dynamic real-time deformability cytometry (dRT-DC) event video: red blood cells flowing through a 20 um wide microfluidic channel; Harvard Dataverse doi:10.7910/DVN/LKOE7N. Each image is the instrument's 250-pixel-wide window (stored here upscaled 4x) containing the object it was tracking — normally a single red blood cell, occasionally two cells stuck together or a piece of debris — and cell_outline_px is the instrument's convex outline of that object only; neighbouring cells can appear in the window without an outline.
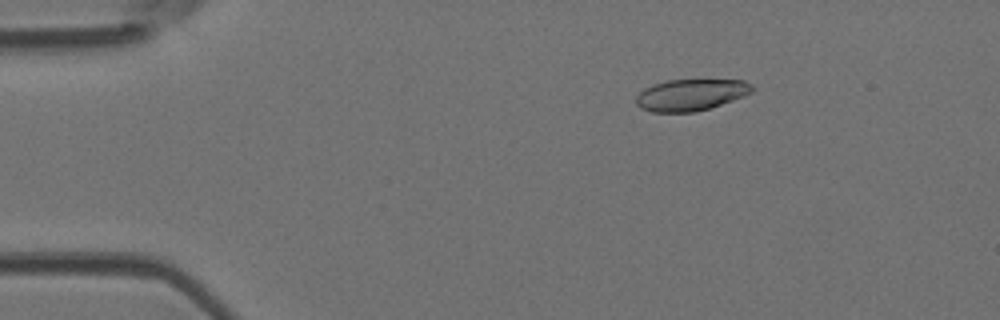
{"species": "Egyptian fruit bat (a non-hibernating species)", "species_latin": "Rousettus aegyptiacus", "temperature_condition": "room temperature", "stored_images_in_passage": 50, "camera_frame_rate_fps": 3000, "um_per_image_px": 0.085, "animal": {"sex": "female"}, "frame": {"image": 1, "passage_image": 8, "time_ms": 2.333, "image_size_px": [1000, 320], "cell_outline_px": [[756, 88], [752, 92], [744, 96], [708, 108], [692, 112], [652, 112], [640, 108], [636, 104], [636, 96], [644, 88], [652, 84], [668, 80], [744, 80], [752, 84]], "centroid_in_image_um": [58.71, 8.05], "position_along_channel_um": 26.3, "area_um2": 21.33}}
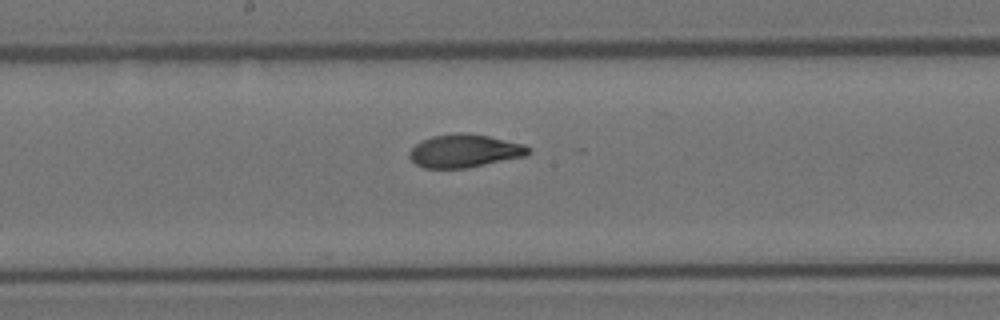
{"frame": {"image": 2, "passage_image": 26, "time_ms": 8.333, "image_size_px": [1000, 320], "cell_outline_px": [[532, 152], [528, 156], [468, 168], [424, 168], [416, 164], [408, 156], [408, 152], [416, 144], [432, 136], [460, 132], [464, 132], [488, 136], [524, 144], [532, 148]], "centroid_in_image_um": [39.54, 12.83], "position_along_channel_um": 208.7, "area_um2": 23.18}}
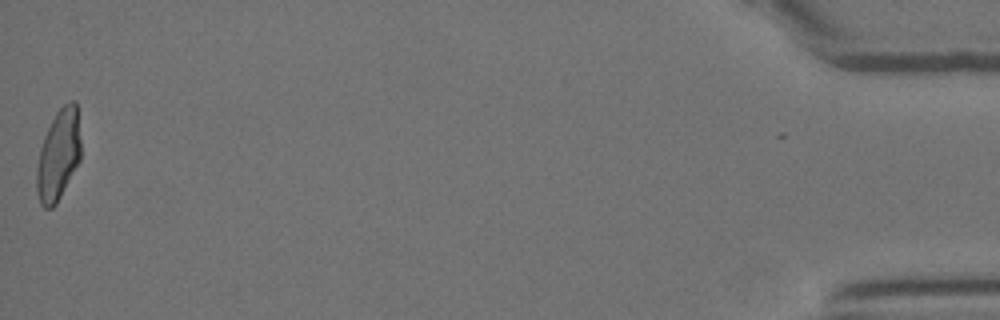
{"frame": {"image": 3, "passage_image": 49, "time_ms": 16.0, "image_size_px": [1000, 320], "cell_outline_px": [[80, 160], [56, 204], [52, 208], [44, 208], [40, 204], [36, 192], [36, 168], [40, 148], [44, 136], [56, 112], [68, 100], [76, 100], [80, 140]], "centroid_in_image_um": [4.95, 13.18], "position_along_channel_um": 430.2, "area_um2": 23.35}, "authors_computed_cell_mechanics": {"area_um2": 22.831, "velocity_mm_per_s": 4.1453, "shape_relaxation_time_tau1_ms": 5.5522, "shape_relaxation_time_tau2_ms": 1.0337, "deformation_change_tau1": 0.2069, "deformation_change_tau2": 0.0489}}